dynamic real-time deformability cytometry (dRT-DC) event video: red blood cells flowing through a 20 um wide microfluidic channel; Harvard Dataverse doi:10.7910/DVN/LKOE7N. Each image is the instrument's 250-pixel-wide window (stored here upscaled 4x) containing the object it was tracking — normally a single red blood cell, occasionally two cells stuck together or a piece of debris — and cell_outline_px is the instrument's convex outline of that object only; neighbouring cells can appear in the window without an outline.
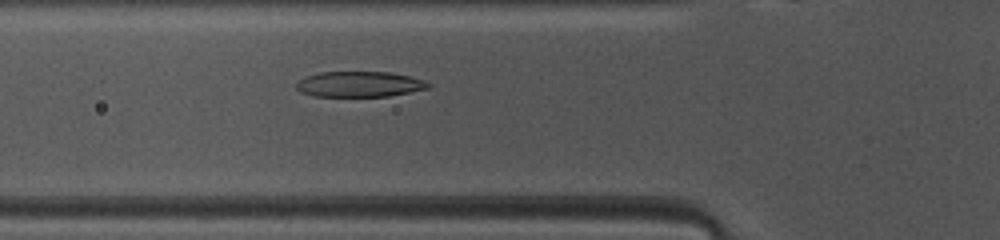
{"species": "common noctule bat (a hibernating species)", "species_latin": "Nyctalus noctula", "temperature_condition": "warm", "stored_images_in_passage": 46, "camera_frame_rate_fps": 3000, "um_per_image_px": 0.085, "animal": {"sex": "female", "body_mass_g": 10.0, "forearm_length_mm": 53.1}, "frame": {"image": 1, "passage_image": 14, "time_ms": 4.333, "image_size_px": [1000, 240], "cell_outline_px": [[432, 88], [388, 96], [316, 96], [300, 92], [296, 88], [296, 84], [300, 80], [308, 76], [320, 72], [392, 72], [412, 76], [424, 80], [432, 84]], "centroid_in_image_um": [30.63, 7.15], "position_along_channel_um": 95.2, "area_um2": 19.71}}
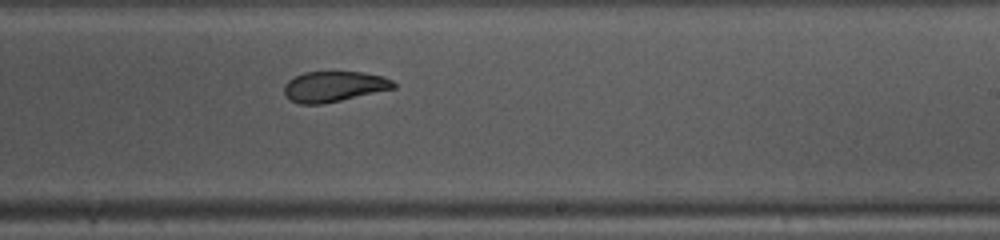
{"frame": {"image": 2, "passage_image": 26, "time_ms": 8.333, "image_size_px": [1000, 240], "cell_outline_px": [[396, 88], [324, 104], [300, 104], [292, 100], [284, 92], [284, 84], [288, 80], [304, 72], [364, 72], [384, 76], [392, 80], [396, 84]], "centroid_in_image_um": [28.42, 7.35], "position_along_channel_um": 260.6, "area_um2": 19.48}}
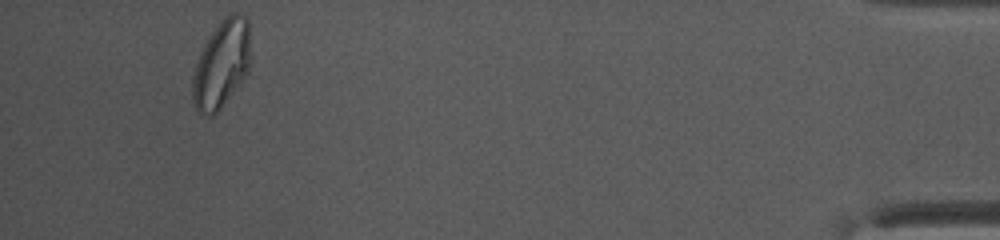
{"frame": {"image": 3, "passage_image": 43, "time_ms": 14.0, "image_size_px": [1000, 240], "cell_outline_px": [[252, 60], [248, 72], [240, 84], [220, 108], [216, 112], [208, 116], [196, 112], [192, 104], [192, 76], [200, 52], [208, 36], [216, 24], [228, 12], [240, 12], [248, 16]], "centroid_in_image_um": [18.85, 5.39], "position_along_channel_um": 416.3, "area_um2": 30.58}, "authors_computed_cell_mechanics": {"area_um2": 22.0218, "velocity_mm_per_s": 4.1261, "shape_relaxation_time_tau1_ms": 5.9667, "shape_relaxation_time_tau2_ms": 2.4606, "deformation_change_tau1": 0.1908, "deformation_change_tau2": 0.0885}}